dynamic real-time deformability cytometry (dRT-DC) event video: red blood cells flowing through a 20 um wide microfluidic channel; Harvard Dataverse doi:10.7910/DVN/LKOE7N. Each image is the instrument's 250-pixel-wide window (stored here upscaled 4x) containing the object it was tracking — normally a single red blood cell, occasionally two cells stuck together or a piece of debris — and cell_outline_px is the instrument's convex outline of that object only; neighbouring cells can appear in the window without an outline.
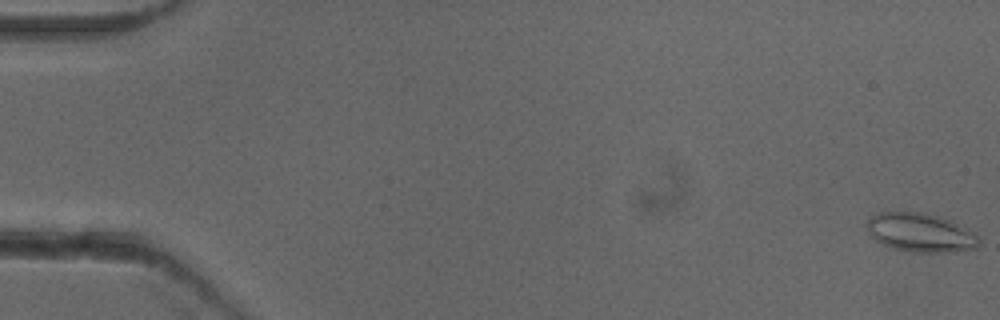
{"species": "common noctule bat (a hibernating species)", "species_latin": "Nyctalus noctula", "temperature_condition": "cold", "stored_images_in_passage": 54, "camera_frame_rate_fps": 3000, "um_per_image_px": 0.085, "animal": {"sex": "female"}, "frame": {"image": 1, "passage_image": 1, "time_ms": 0.0, "image_size_px": [1000, 320], "cell_outline_px": [[980, 244], [976, 248], [956, 252], [916, 252], [896, 248], [884, 244], [876, 240], [864, 228], [864, 224], [876, 212], [884, 208], [920, 212], [952, 220], [976, 236], [980, 240]], "centroid_in_image_um": [78.15, 19.72], "position_along_channel_um": 6.8, "area_um2": 25.78}}
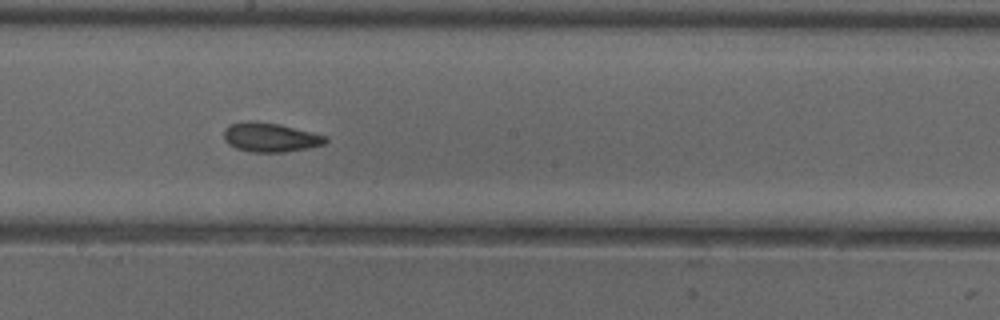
{"frame": {"image": 2, "passage_image": 30, "time_ms": 9.667, "image_size_px": [1000, 320], "cell_outline_px": [[328, 140], [324, 144], [308, 148], [284, 152], [252, 152], [236, 148], [228, 144], [224, 140], [224, 128], [228, 124], [248, 120], [280, 124], [328, 136]], "centroid_in_image_um": [22.96, 11.66], "position_along_channel_um": 225.2, "area_um2": 17.46}}
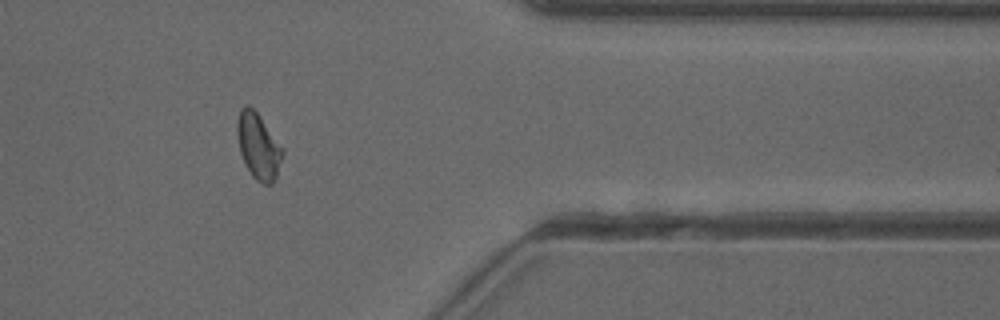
{"frame": {"image": 3, "passage_image": 44, "time_ms": 14.333, "image_size_px": [1000, 320], "cell_outline_px": [[284, 152], [276, 176], [272, 184], [264, 184], [256, 180], [252, 176], [244, 164], [240, 152], [236, 132], [236, 124], [240, 108], [244, 104], [248, 104], [256, 112], [284, 148]], "centroid_in_image_um": [21.94, 12.41], "position_along_channel_um": 389.5, "area_um2": 17.51}}